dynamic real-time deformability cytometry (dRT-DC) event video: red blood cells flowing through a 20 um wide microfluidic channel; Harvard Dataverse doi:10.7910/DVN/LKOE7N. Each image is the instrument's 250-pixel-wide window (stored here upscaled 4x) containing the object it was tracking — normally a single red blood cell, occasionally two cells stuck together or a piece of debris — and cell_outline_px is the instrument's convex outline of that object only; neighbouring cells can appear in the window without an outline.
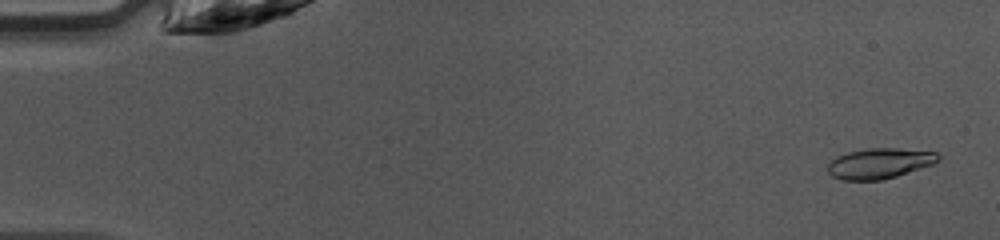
{"species": "common noctule bat (a hibernating species)", "species_latin": "Nyctalus noctula", "temperature_condition": "warm", "stored_images_in_passage": 47, "camera_frame_rate_fps": 3000, "um_per_image_px": 0.085, "animal": {"sex": "female", "body_mass_g": 10.0, "forearm_length_mm": 53.1}, "frame": {"image": 1, "passage_image": 2, "time_ms": 0.333, "image_size_px": [1000, 240], "cell_outline_px": [[940, 160], [932, 164], [896, 176], [880, 180], [840, 180], [832, 176], [828, 172], [828, 164], [836, 156], [848, 152], [872, 148], [896, 148], [936, 152], [940, 156]], "centroid_in_image_um": [74.74, 13.89], "position_along_channel_um": 10.3, "area_um2": 19.42}}
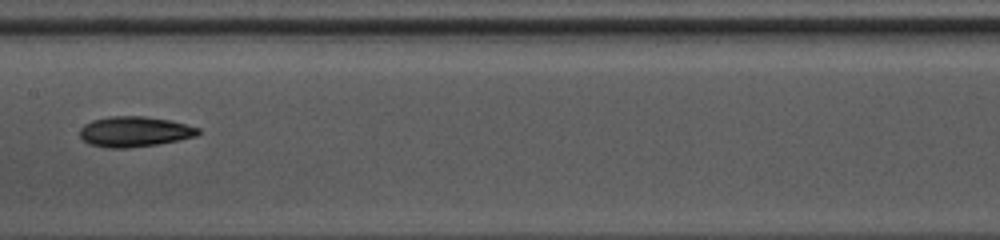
{"frame": {"image": 2, "passage_image": 24, "time_ms": 7.667, "image_size_px": [1000, 240], "cell_outline_px": [[200, 132], [196, 136], [180, 140], [156, 144], [128, 148], [108, 148], [88, 144], [80, 136], [80, 128], [84, 124], [92, 120], [108, 116], [144, 116], [168, 120], [200, 128]], "centroid_in_image_um": [11.4, 11.19], "position_along_channel_um": 196.0, "area_um2": 20.92}}
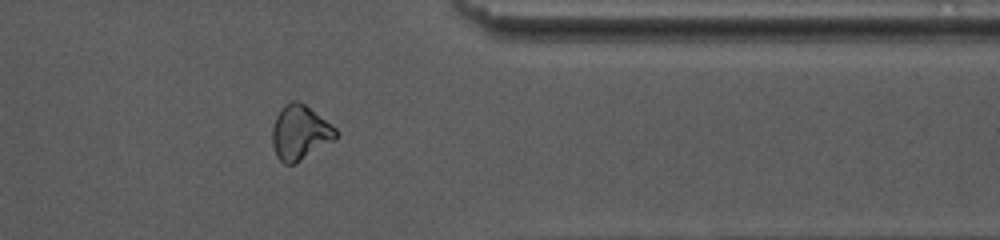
{"frame": {"image": 3, "passage_image": 38, "time_ms": 12.333, "image_size_px": [1000, 240], "cell_outline_px": [[340, 136], [336, 140], [296, 164], [284, 164], [276, 156], [272, 144], [272, 124], [280, 108], [292, 100], [296, 100], [304, 104], [332, 124], [336, 128]], "centroid_in_image_um": [25.52, 11.29], "position_along_channel_um": 385.9, "area_um2": 20.69}, "authors_computed_cell_mechanics": {"area_um2": 20.2878, "velocity_mm_per_s": 4.2673, "shape_relaxation_time_tau1_ms": 4.0306, "shape_relaxation_time_tau2_ms": 9.2223, "deformation_change_tau1": 0.1527, "deformation_change_tau2": 0.191}}